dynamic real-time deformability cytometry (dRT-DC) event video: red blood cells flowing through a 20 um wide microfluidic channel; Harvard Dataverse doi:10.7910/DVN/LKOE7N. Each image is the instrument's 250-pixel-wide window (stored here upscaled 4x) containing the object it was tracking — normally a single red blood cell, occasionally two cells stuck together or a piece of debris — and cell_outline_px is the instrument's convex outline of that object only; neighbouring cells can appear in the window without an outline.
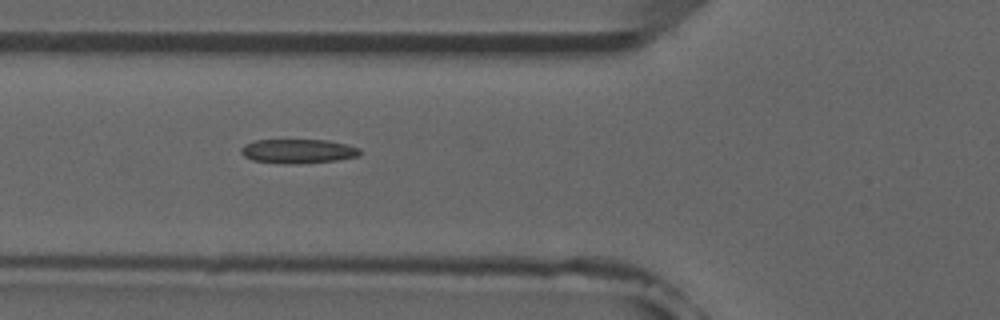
{"species": "common noctule bat (a hibernating species)", "species_latin": "Nyctalus noctula", "temperature_condition": "room temperature", "stored_images_in_passage": 8, "camera_frame_rate_fps": 3000, "um_per_image_px": 0.085, "animal": {"sex": "male", "forearm_length_mm": 52.5}, "frame": {"image": 1, "passage_image": 6, "time_ms": 5.667, "image_size_px": [1000, 320], "cell_outline_px": [[360, 156], [336, 160], [296, 164], [288, 164], [252, 160], [244, 156], [240, 152], [240, 148], [244, 144], [256, 140], [328, 140], [348, 144], [360, 148]], "centroid_in_image_um": [25.34, 12.84], "position_along_channel_um": 100.5, "area_um2": 16.88}}
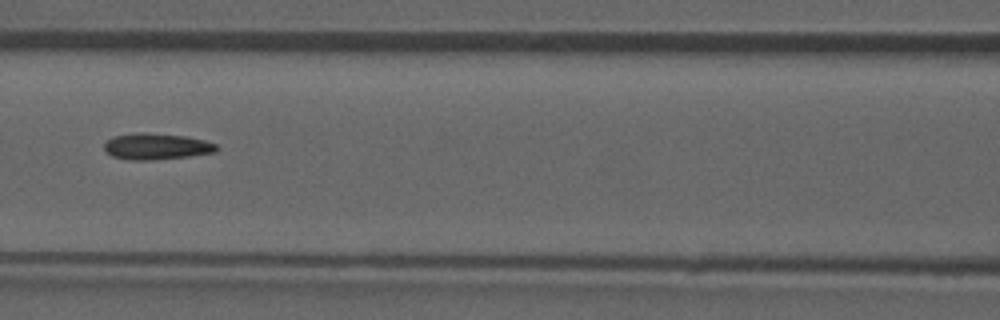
{"frame": {"image": 2, "passage_image": 7, "time_ms": 7.0, "image_size_px": [1000, 320], "cell_outline_px": [[220, 148], [216, 152], [188, 156], [152, 160], [128, 160], [112, 156], [104, 148], [104, 144], [112, 136], [136, 132], [144, 132], [184, 136], [204, 140], [216, 144]], "centroid_in_image_um": [13.29, 12.44], "position_along_channel_um": 153.3, "area_um2": 17.22}}